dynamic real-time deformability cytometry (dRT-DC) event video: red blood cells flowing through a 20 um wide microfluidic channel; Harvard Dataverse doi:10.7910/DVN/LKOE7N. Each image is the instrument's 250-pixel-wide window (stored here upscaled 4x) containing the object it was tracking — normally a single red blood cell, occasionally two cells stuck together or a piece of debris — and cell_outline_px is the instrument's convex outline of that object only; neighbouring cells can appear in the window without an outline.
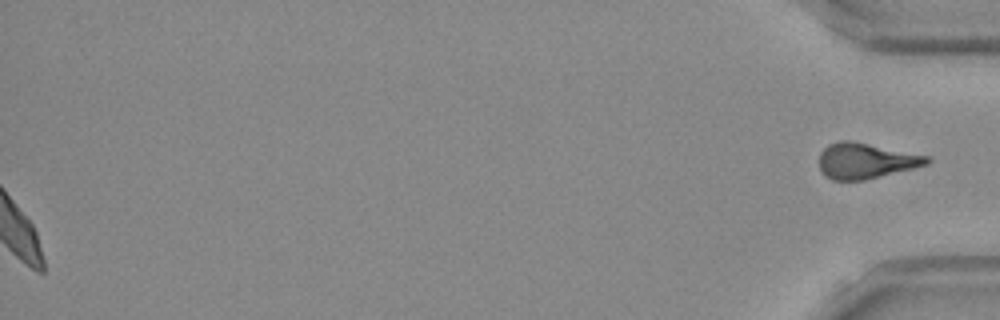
{"species": "Egyptian fruit bat (a non-hibernating species)", "species_latin": "Rousettus aegyptiacus", "temperature_condition": "room temperature", "stored_images_in_passage": 54, "segment_of_instrument_passage": [2, 2], "camera_frame_rate_fps": 3000, "um_per_image_px": 0.085, "frame": {"image": 1, "passage_image": 54, "time_ms": 17.667, "image_size_px": [1000, 320], "cell_outline_px": [[932, 160], [928, 164], [864, 180], [832, 180], [824, 176], [820, 172], [820, 152], [828, 144], [840, 140], [848, 140], [932, 156]], "centroid_in_image_um": [73.58, 13.66], "position_along_channel_um": 361.6, "area_um2": 22.37}}